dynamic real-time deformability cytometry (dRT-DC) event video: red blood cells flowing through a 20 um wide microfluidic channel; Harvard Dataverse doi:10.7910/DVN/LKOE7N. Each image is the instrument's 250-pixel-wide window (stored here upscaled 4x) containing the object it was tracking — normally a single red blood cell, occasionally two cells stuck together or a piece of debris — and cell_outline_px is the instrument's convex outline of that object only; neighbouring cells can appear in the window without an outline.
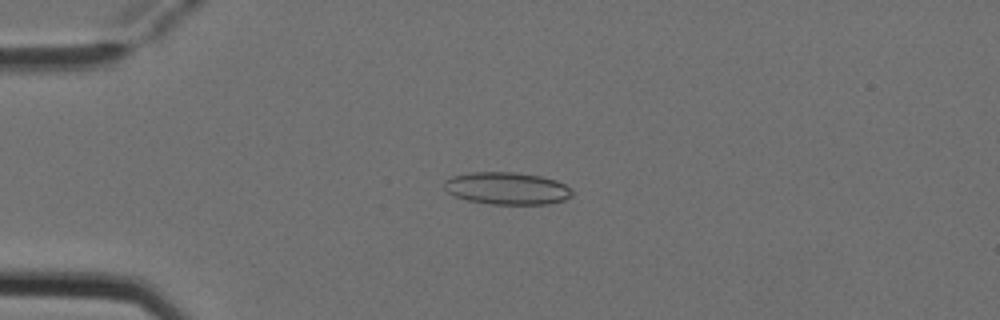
{"species": "Egyptian fruit bat (a non-hibernating species)", "species_latin": "Rousettus aegyptiacus", "temperature_condition": "cold", "stored_images_in_passage": 5, "camera_frame_rate_fps": 3000, "um_per_image_px": 0.085, "animal": {"sex": "female"}, "frame": {"image": 1, "passage_image": 4, "time_ms": 1.0, "image_size_px": [1000, 320], "cell_outline_px": [[572, 196], [564, 200], [548, 204], [492, 204], [468, 200], [456, 196], [448, 192], [444, 188], [444, 180], [452, 176], [472, 172], [516, 172], [540, 176], [556, 180], [572, 188]], "centroid_in_image_um": [43.11, 16.0], "position_along_channel_um": 41.9, "area_um2": 24.1}}